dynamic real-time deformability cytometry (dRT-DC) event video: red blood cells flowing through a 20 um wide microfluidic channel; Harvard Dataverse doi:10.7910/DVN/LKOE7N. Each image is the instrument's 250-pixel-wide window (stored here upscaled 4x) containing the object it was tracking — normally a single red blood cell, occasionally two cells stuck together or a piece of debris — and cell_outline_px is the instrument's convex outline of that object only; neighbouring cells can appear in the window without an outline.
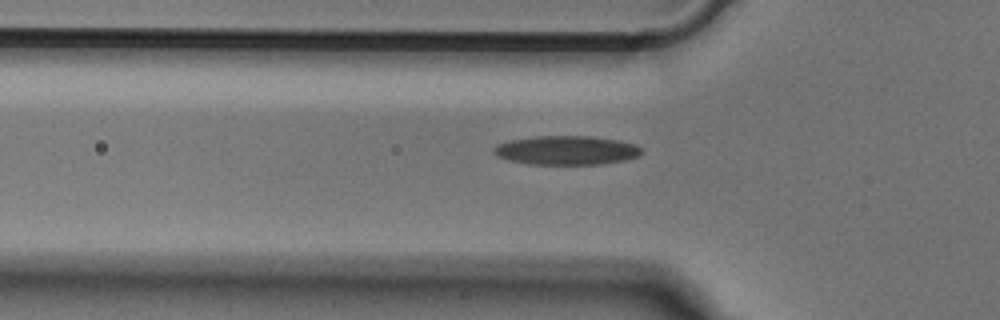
{"species": "Egyptian fruit bat (a non-hibernating species)", "species_latin": "Rousettus aegyptiacus", "temperature_condition": "cold", "stored_images_in_passage": 34, "camera_frame_rate_fps": 3000, "um_per_image_px": 0.085, "animal": {"sex": "male"}, "frame": {"image": 1, "passage_image": 6, "time_ms": 1.667, "image_size_px": [1000, 320], "cell_outline_px": [[644, 152], [640, 156], [624, 160], [600, 164], [528, 164], [508, 160], [496, 156], [492, 152], [492, 148], [496, 144], [512, 140], [536, 136], [588, 136], [616, 140], [636, 144], [644, 148]], "centroid_in_image_um": [48.15, 12.78], "position_along_channel_um": 77.6, "area_um2": 25.14}}
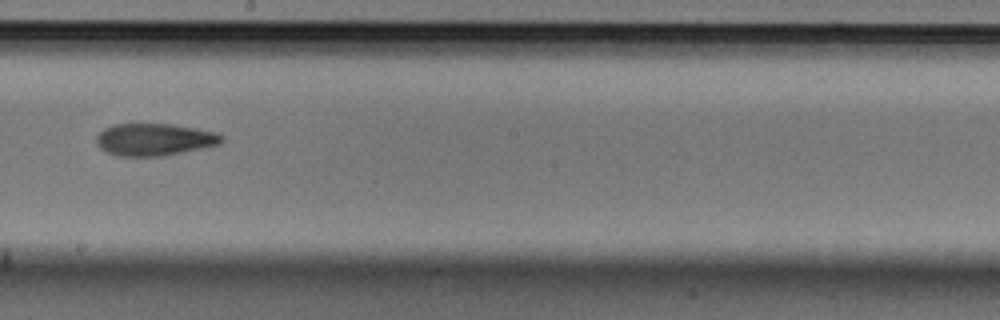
{"frame": {"image": 2, "passage_image": 18, "time_ms": 5.667, "image_size_px": [1000, 320], "cell_outline_px": [[224, 140], [220, 144], [164, 156], [116, 156], [100, 148], [96, 140], [96, 136], [104, 128], [112, 124], [172, 124], [196, 128], [212, 132], [224, 136]], "centroid_in_image_um": [13.11, 11.86], "position_along_channel_um": 235.1, "area_um2": 23.47}}
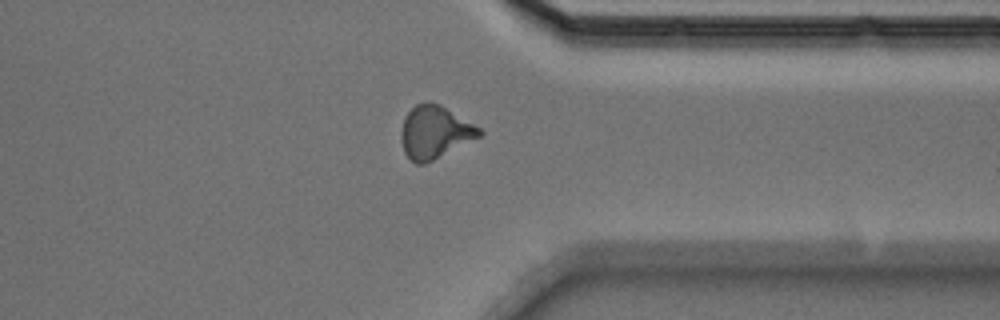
{"frame": {"image": 3, "passage_image": 29, "time_ms": 9.333, "image_size_px": [1000, 320], "cell_outline_px": [[484, 132], [480, 136], [424, 164], [416, 164], [404, 152], [400, 140], [400, 132], [404, 120], [408, 112], [416, 104], [440, 104], [480, 128]], "centroid_in_image_um": [36.93, 11.25], "position_along_channel_um": 374.5, "area_um2": 23.41}}